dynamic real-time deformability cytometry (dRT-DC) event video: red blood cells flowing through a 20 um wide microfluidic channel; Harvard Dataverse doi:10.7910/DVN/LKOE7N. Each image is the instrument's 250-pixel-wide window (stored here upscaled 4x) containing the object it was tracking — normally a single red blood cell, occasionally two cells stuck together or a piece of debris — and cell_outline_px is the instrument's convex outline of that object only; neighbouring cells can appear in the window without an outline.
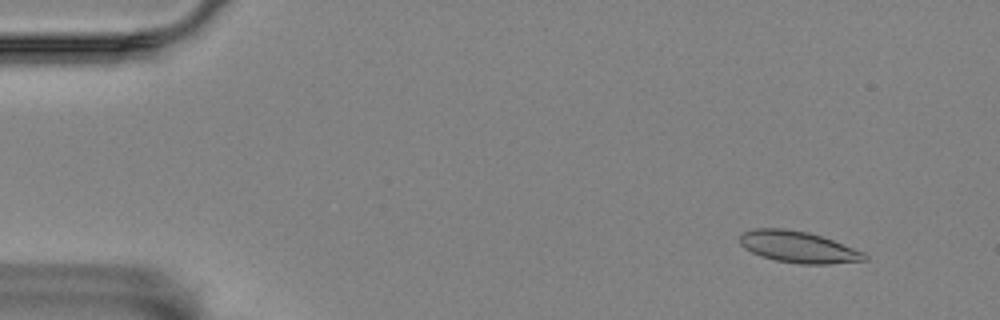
{"species": "Egyptian fruit bat (a non-hibernating species)", "species_latin": "Rousettus aegyptiacus", "temperature_condition": "room temperature", "stored_images_in_passage": 56, "camera_frame_rate_fps": 3000, "um_per_image_px": 0.085, "animal": {"sex": "female"}, "frame": {"image": 1, "passage_image": 4, "time_ms": 1.0, "image_size_px": [1000, 320], "cell_outline_px": [[868, 260], [828, 264], [800, 264], [776, 260], [760, 256], [744, 248], [740, 244], [740, 236], [744, 232], [756, 228], [784, 228], [808, 232], [832, 240], [864, 252], [868, 256]], "centroid_in_image_um": [67.85, 21.0], "position_along_channel_um": 17.2, "area_um2": 22.77}}
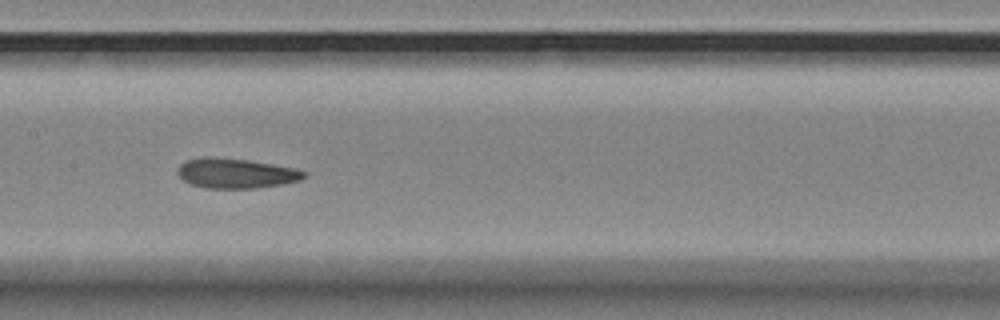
{"frame": {"image": 2, "passage_image": 27, "time_ms": 8.667, "image_size_px": [1000, 320], "cell_outline_px": [[308, 172], [300, 180], [280, 184], [256, 188], [204, 188], [192, 184], [184, 180], [180, 176], [180, 164], [188, 160], [248, 160], [296, 168]], "centroid_in_image_um": [20.17, 14.78], "position_along_channel_um": 187.2, "area_um2": 20.81}}
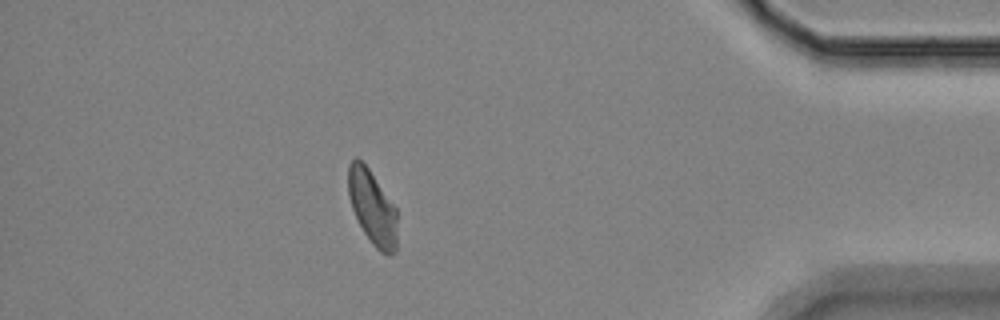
{"frame": {"image": 3, "passage_image": 49, "time_ms": 16.0, "image_size_px": [1000, 320], "cell_outline_px": [[396, 252], [388, 256], [380, 252], [372, 244], [364, 232], [352, 208], [348, 196], [348, 164], [356, 156], [368, 168], [396, 208]], "centroid_in_image_um": [31.64, 17.64], "position_along_channel_um": 403.6, "area_um2": 21.04}, "authors_computed_cell_mechanics": {"area_um2": 21.8773, "velocity_mm_per_s": 3.5076, "shape_relaxation_time_tau1_ms": null, "shape_relaxation_time_tau2_ms": 3.6618, "deformation_change_tau1": null, "deformation_change_tau2": 0.075}}